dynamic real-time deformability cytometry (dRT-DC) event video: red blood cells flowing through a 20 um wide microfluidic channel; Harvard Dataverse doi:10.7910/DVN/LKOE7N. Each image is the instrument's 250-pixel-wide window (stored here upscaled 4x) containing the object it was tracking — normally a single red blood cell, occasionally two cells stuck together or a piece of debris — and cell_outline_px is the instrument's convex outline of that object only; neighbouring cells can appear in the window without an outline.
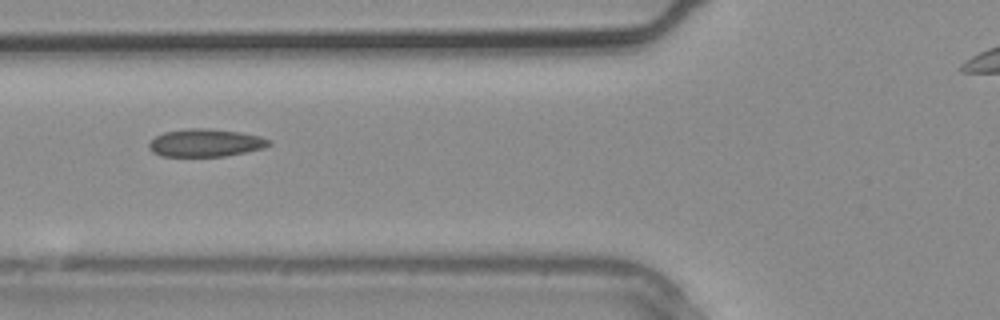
{"species": "common noctule bat (a hibernating species)", "species_latin": "Nyctalus noctula", "temperature_condition": "warm", "stored_images_in_passage": 4, "camera_frame_rate_fps": 3000, "um_per_image_px": 0.085, "animal": {"sex": "male", "body_mass_g": 20.4}, "frame": {"image": 1, "passage_image": 3, "time_ms": 0.667, "image_size_px": [1000, 320], "cell_outline_px": [[272, 144], [264, 148], [224, 156], [160, 156], [152, 152], [148, 148], [148, 144], [156, 136], [164, 132], [188, 128], [204, 128], [240, 132], [260, 136], [272, 140]], "centroid_in_image_um": [17.47, 12.14], "position_along_channel_um": 108.3, "area_um2": 19.42}}